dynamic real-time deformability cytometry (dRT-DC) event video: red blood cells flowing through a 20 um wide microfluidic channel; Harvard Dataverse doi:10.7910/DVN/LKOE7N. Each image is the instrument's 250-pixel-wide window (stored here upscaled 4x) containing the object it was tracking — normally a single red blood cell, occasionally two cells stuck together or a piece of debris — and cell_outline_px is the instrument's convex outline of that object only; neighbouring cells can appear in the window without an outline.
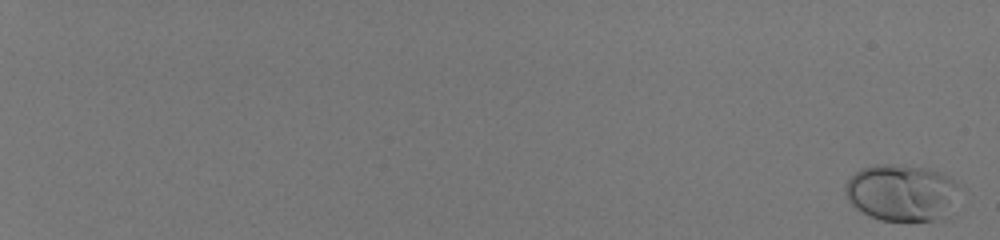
{"species": "human", "species_latin": "Homo sapiens", "temperature_condition": "room temperature", "stored_images_in_passage": 57, "camera_frame_rate_fps": 3000, "um_per_image_px": 0.085, "donor": {"sex": "male"}, "frame": {"image": 1, "passage_image": 2, "time_ms": 0.333, "image_size_px": [1000, 240], "cell_outline_px": [[956, 184], [936, 216], [932, 220], [880, 220], [856, 208], [848, 200], [844, 192], [844, 184], [856, 172], [864, 168], [876, 164], [896, 164], [928, 168], [940, 172], [948, 176]], "centroid_in_image_um": [76.4, 16.3], "position_along_channel_um": 8.6, "area_um2": 35.49}}
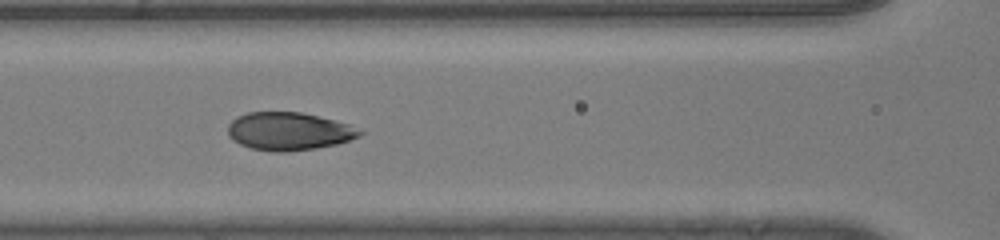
{"frame": {"image": 2, "passage_image": 33, "time_ms": 10.667, "image_size_px": [1000, 240], "cell_outline_px": [[364, 132], [360, 136], [336, 144], [316, 148], [288, 152], [272, 152], [252, 148], [240, 144], [232, 140], [228, 136], [228, 124], [236, 116], [248, 112], [300, 112], [348, 124]], "centroid_in_image_um": [24.5, 11.16], "position_along_channel_um": 142.1, "area_um2": 29.07}}
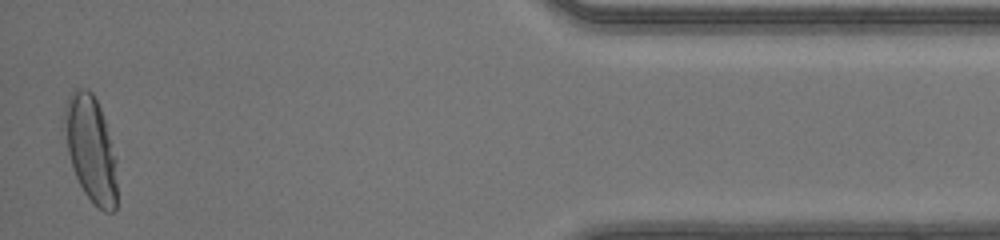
{"frame": {"image": 3, "passage_image": 57, "time_ms": 18.667, "image_size_px": [1000, 240], "cell_outline_px": [[116, 208], [112, 212], [104, 212], [84, 192], [76, 176], [60, 128], [64, 104], [72, 88], [88, 88], [92, 92], [100, 108], [116, 156]], "centroid_in_image_um": [7.66, 12.56], "position_along_channel_um": 427.5, "area_um2": 33.0}, "authors_computed_cell_mechanics": {"area_um2": 30.2872, "velocity_mm_per_s": 4.1699, "shape_relaxation_time_tau1_ms": 3.3435, "shape_relaxation_time_tau2_ms": null, "deformation_change_tau1": 0.1554, "deformation_change_tau2": null}}